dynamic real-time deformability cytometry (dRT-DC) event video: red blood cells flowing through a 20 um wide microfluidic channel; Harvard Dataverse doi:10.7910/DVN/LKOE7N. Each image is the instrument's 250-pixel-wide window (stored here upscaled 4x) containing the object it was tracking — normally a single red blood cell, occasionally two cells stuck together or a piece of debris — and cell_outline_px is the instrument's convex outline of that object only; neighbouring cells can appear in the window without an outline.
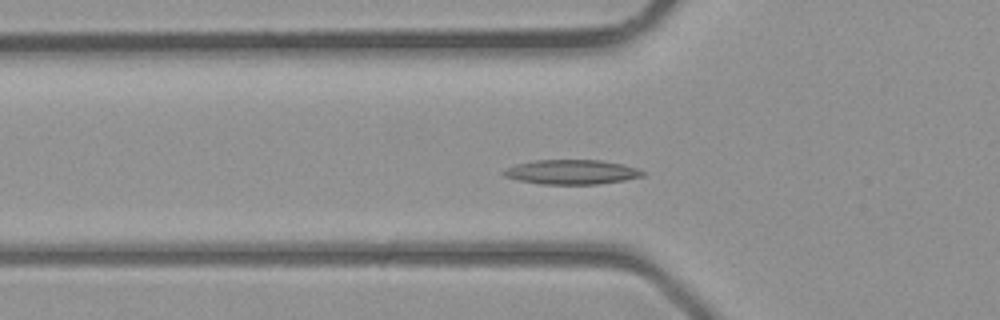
{"species": "common noctule bat (a hibernating species)", "species_latin": "Nyctalus noctula", "temperature_condition": "room temperature", "stored_images_in_passage": 39, "camera_frame_rate_fps": 3000, "um_per_image_px": 0.085, "animal": {"sex": "male", "body_mass_g": 23.1, "forearm_length_mm": 52.7}, "frame": {"image": 1, "passage_image": 12, "time_ms": 3.667, "image_size_px": [1000, 320], "cell_outline_px": [[644, 176], [624, 180], [596, 184], [540, 184], [520, 180], [504, 176], [500, 172], [516, 164], [532, 160], [600, 160], [624, 164], [636, 168], [644, 172]], "centroid_in_image_um": [48.58, 14.61], "position_along_channel_um": 77.2, "area_um2": 19.83}}
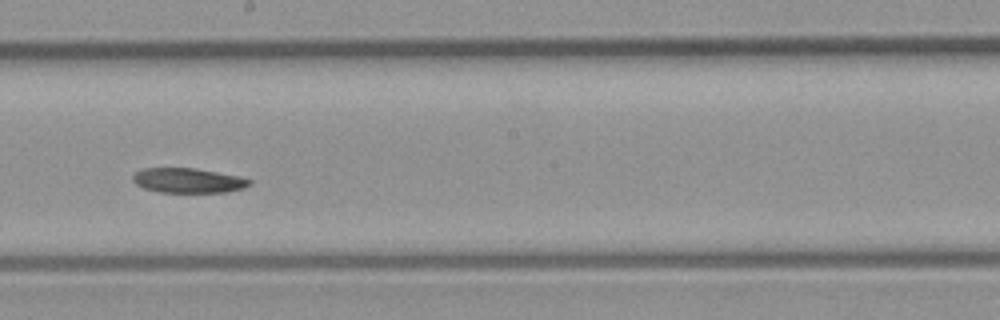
{"frame": {"image": 2, "passage_image": 21, "time_ms": 6.667, "image_size_px": [1000, 320], "cell_outline_px": [[252, 184], [244, 188], [228, 192], [160, 192], [144, 188], [136, 184], [132, 180], [132, 176], [140, 168], [196, 168], [240, 176], [252, 180]], "centroid_in_image_um": [16.01, 15.33], "position_along_channel_um": 232.2, "area_um2": 16.99}}
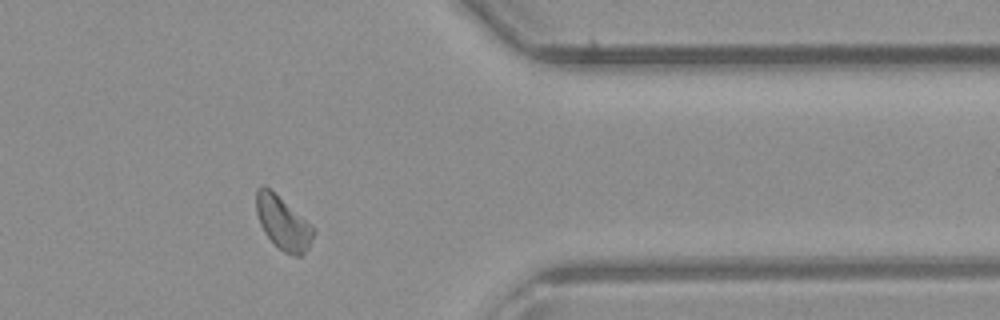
{"frame": {"image": 3, "passage_image": 31, "time_ms": 10.0, "image_size_px": [1000, 320], "cell_outline_px": [[316, 232], [308, 248], [300, 256], [296, 256], [284, 252], [264, 232], [260, 224], [256, 212], [256, 188], [260, 184], [264, 184], [312, 224], [316, 228]], "centroid_in_image_um": [24.06, 18.92], "position_along_channel_um": 387.3, "area_um2": 17.74}}